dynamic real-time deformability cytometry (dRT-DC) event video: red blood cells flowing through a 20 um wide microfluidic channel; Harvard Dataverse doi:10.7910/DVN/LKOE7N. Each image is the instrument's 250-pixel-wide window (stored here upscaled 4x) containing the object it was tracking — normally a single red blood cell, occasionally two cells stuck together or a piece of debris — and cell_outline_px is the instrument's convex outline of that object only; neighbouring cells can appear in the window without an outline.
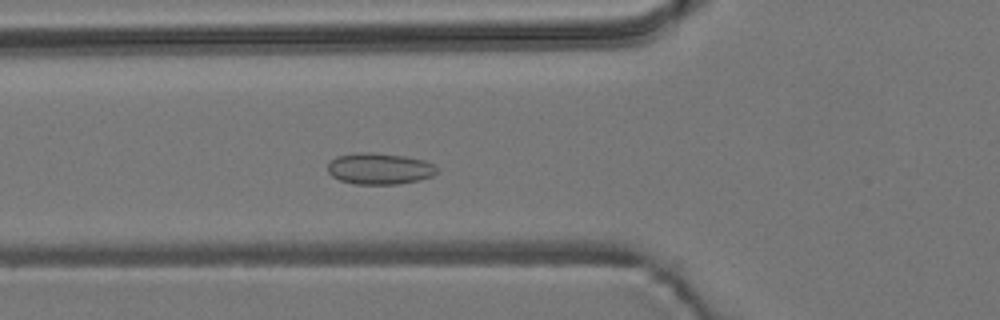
{"species": "common noctule bat (a hibernating species)", "species_latin": "Nyctalus noctula", "temperature_condition": "room temperature", "stored_images_in_passage": 53, "camera_frame_rate_fps": 3000, "um_per_image_px": 0.085, "animal": {"sex": "male", "body_mass_g": 19.2, "forearm_length_mm": 51.8}, "frame": {"image": 1, "passage_image": 18, "time_ms": 5.667, "image_size_px": [1000, 320], "cell_outline_px": [[440, 168], [432, 176], [420, 180], [396, 184], [356, 184], [340, 180], [332, 176], [328, 172], [328, 164], [336, 156], [356, 152], [372, 152], [404, 156], [424, 160]], "centroid_in_image_um": [32.26, 14.33], "position_along_channel_um": 93.5, "area_um2": 20.0}}
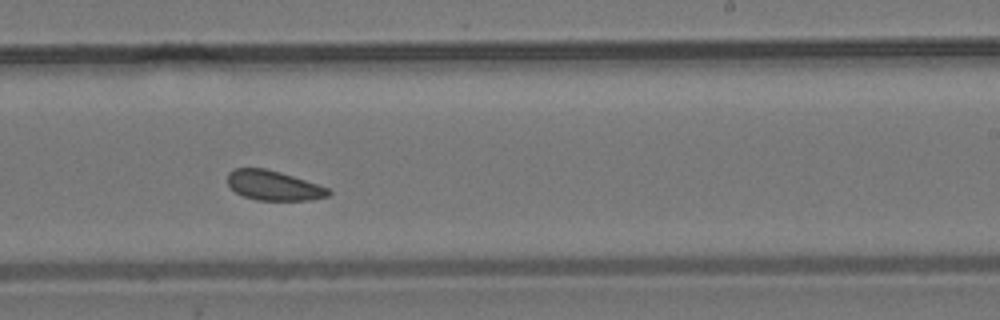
{"frame": {"image": 2, "passage_image": 32, "time_ms": 10.333, "image_size_px": [1000, 320], "cell_outline_px": [[332, 192], [328, 196], [308, 200], [256, 200], [244, 196], [236, 192], [228, 184], [228, 172], [236, 168], [264, 168], [280, 172], [328, 188]], "centroid_in_image_um": [23.24, 15.77], "position_along_channel_um": 265.8, "area_um2": 17.22}}
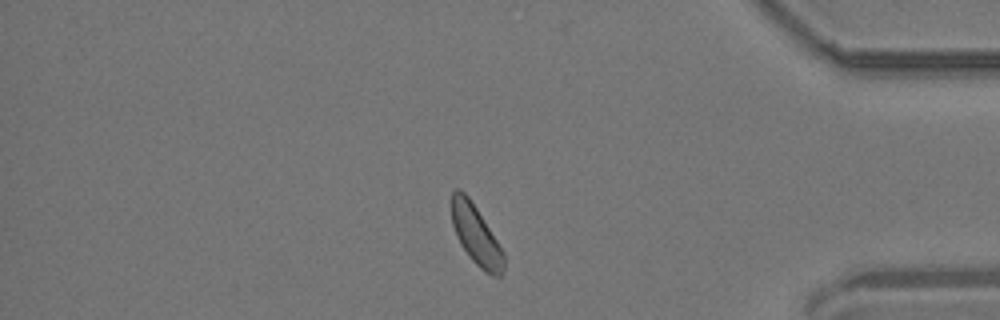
{"frame": {"image": 3, "passage_image": 45, "time_ms": 14.667, "image_size_px": [1000, 320], "cell_outline_px": [[504, 272], [500, 276], [492, 276], [484, 272], [468, 256], [460, 244], [456, 236], [452, 224], [452, 192], [456, 188], [460, 188], [468, 196], [476, 208], [504, 252]], "centroid_in_image_um": [40.46, 20.01], "position_along_channel_um": 394.7, "area_um2": 18.03}, "authors_computed_cell_mechanics": {"area_um2": 18.4382, "velocity_mm_per_s": 3.6892, "shape_relaxation_time_tau1_ms": null, "shape_relaxation_time_tau2_ms": 4.5927, "deformation_change_tau1": null, "deformation_change_tau2": 0.0989}}